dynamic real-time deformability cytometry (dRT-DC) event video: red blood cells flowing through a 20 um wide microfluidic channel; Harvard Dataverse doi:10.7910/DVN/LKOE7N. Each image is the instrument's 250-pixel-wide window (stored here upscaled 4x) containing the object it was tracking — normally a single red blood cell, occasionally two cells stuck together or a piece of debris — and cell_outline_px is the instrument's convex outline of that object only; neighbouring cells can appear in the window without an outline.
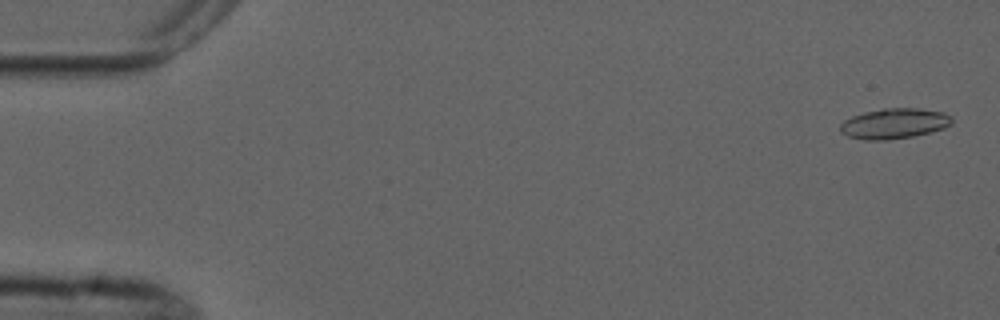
{"species": "common noctule bat (a hibernating species)", "species_latin": "Nyctalus noctula", "temperature_condition": "cold", "stored_images_in_passage": 4, "camera_frame_rate_fps": 3000, "um_per_image_px": 0.085, "animal": {"sex": "male", "forearm_length_mm": 52.5}, "frame": {"image": 1, "passage_image": 1, "time_ms": 0.0, "image_size_px": [1000, 320], "cell_outline_px": [[952, 124], [944, 128], [912, 136], [888, 140], [864, 140], [848, 136], [840, 132], [840, 124], [844, 120], [852, 116], [864, 112], [884, 108], [920, 108], [944, 112], [952, 116]], "centroid_in_image_um": [76.01, 10.49], "position_along_channel_um": 9.0, "area_um2": 19.83}}
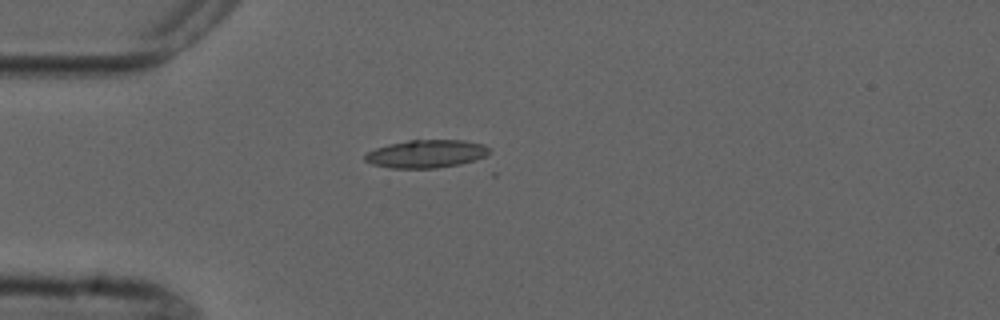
{"frame": {"image": 2, "passage_image": 4, "time_ms": 4.333, "image_size_px": [1000, 320], "cell_outline_px": [[492, 148], [484, 156], [476, 160], [460, 164], [436, 168], [392, 168], [372, 164], [364, 160], [364, 156], [368, 152], [376, 148], [388, 144], [408, 140], [464, 140], [484, 144]], "centroid_in_image_um": [36.25, 13.07], "position_along_channel_um": 48.8, "area_um2": 20.29}}